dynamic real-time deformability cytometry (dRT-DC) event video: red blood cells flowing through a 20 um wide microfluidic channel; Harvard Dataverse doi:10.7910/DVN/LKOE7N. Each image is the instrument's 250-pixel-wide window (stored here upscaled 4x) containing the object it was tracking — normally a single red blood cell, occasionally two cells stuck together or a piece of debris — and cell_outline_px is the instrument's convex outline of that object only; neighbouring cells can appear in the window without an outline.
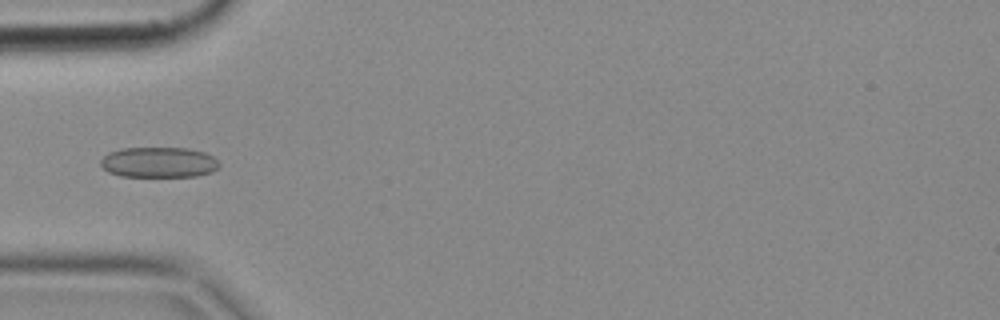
{"species": "common noctule bat (a hibernating species)", "species_latin": "Nyctalus noctula", "temperature_condition": "cold", "stored_images_in_passage": 4, "camera_frame_rate_fps": 3000, "um_per_image_px": 0.085, "animal": {"sex": "female", "body_mass_g": 18.4}, "frame": {"image": 1, "passage_image": 4, "time_ms": 1.0, "image_size_px": [1000, 320], "cell_outline_px": [[220, 168], [212, 172], [196, 176], [120, 176], [108, 172], [100, 164], [100, 160], [108, 152], [120, 148], [188, 148], [204, 152], [212, 156], [220, 164]], "centroid_in_image_um": [13.49, 13.79], "position_along_channel_um": 71.5, "area_um2": 21.15}}